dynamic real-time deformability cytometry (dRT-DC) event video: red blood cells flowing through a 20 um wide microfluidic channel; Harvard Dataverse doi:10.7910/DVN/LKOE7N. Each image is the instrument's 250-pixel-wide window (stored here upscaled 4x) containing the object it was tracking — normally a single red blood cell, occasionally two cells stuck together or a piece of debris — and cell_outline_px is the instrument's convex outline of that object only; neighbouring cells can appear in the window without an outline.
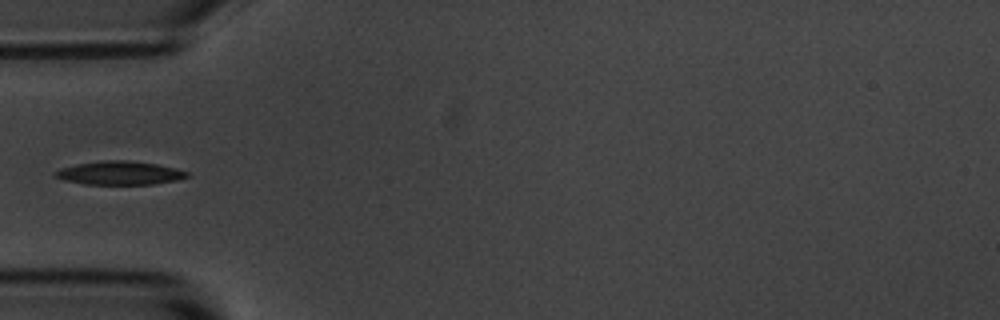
{"species": "common noctule bat (a hibernating species)", "species_latin": "Nyctalus noctula", "temperature_condition": "room temperature", "stored_images_in_passage": 6, "camera_frame_rate_fps": 3000, "um_per_image_px": 0.085, "animal": {"sex": "male", "body_mass_g": 20.1, "forearm_length_mm": 53.5}, "frame": {"image": 1, "passage_image": 6, "time_ms": 6.667, "image_size_px": [1000, 320], "cell_outline_px": [[188, 176], [176, 180], [152, 184], [84, 184], [64, 180], [52, 176], [60, 168], [76, 164], [104, 160], [128, 160], [156, 164], [176, 168], [188, 172]], "centroid_in_image_um": [10.14, 14.7], "position_along_channel_um": 74.9, "area_um2": 17.98}}